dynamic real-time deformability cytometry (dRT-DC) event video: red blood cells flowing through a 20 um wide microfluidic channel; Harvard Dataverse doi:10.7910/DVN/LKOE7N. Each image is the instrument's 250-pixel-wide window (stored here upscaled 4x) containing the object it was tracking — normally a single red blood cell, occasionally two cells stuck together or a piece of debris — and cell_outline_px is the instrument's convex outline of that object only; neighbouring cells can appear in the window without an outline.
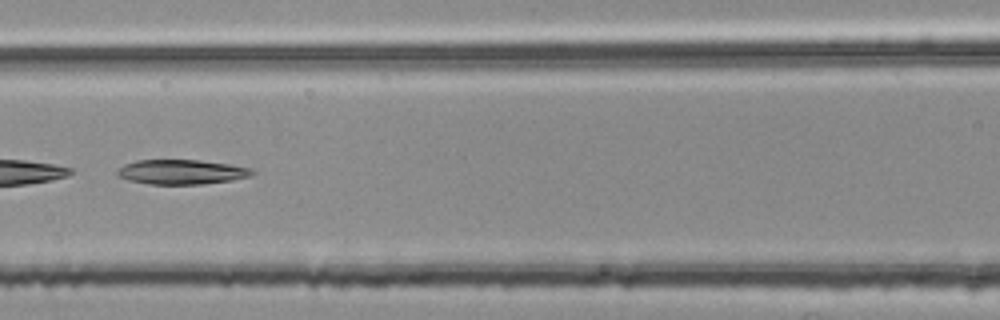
{"species": "common noctule bat (a hibernating species)", "species_latin": "Nyctalus noctula", "temperature_condition": "room temperature", "stored_images_in_passage": 35, "segment_of_instrument_passage": [2, 2], "camera_frame_rate_fps": 3000, "um_per_image_px": 0.085, "animal": {"sex": "female", "body_mass_g": 25.1}, "frame": {"image": 1, "passage_image": 24, "time_ms": 7.667, "image_size_px": [1000, 320], "cell_outline_px": [[256, 172], [252, 176], [232, 180], [200, 184], [148, 184], [128, 180], [116, 176], [116, 172], [124, 164], [136, 160], [200, 160], [228, 164], [252, 168]], "centroid_in_image_um": [15.43, 14.61], "position_along_channel_um": 151.2, "area_um2": 19.48}}
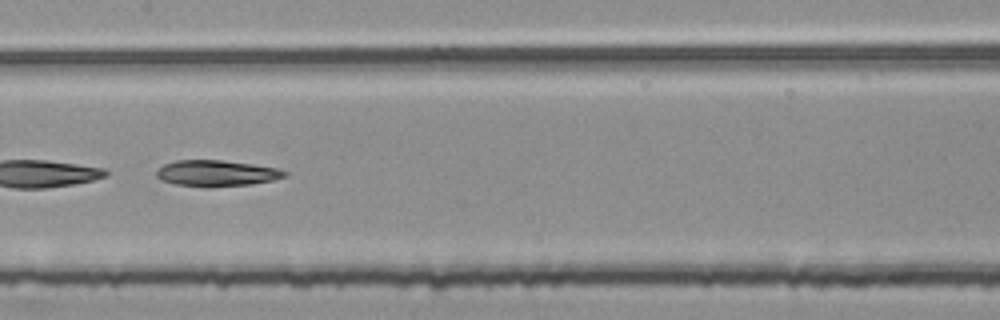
{"frame": {"image": 2, "passage_image": 27, "time_ms": 8.667, "image_size_px": [1000, 320], "cell_outline_px": [[288, 176], [272, 180], [248, 184], [208, 188], [176, 184], [160, 180], [156, 176], [156, 172], [164, 164], [176, 160], [220, 160], [252, 164], [276, 168], [288, 172]], "centroid_in_image_um": [18.39, 14.73], "position_along_channel_um": 189.0, "area_um2": 19.48}}